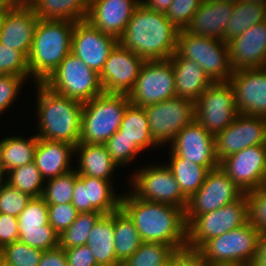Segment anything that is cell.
I'll list each match as a JSON object with an SVG mask.
<instances>
[{
	"instance_id": "cell-39",
	"label": "cell",
	"mask_w": 266,
	"mask_h": 266,
	"mask_svg": "<svg viewBox=\"0 0 266 266\" xmlns=\"http://www.w3.org/2000/svg\"><path fill=\"white\" fill-rule=\"evenodd\" d=\"M54 230L49 224L48 205L42 197L31 198L18 216V231Z\"/></svg>"
},
{
	"instance_id": "cell-57",
	"label": "cell",
	"mask_w": 266,
	"mask_h": 266,
	"mask_svg": "<svg viewBox=\"0 0 266 266\" xmlns=\"http://www.w3.org/2000/svg\"><path fill=\"white\" fill-rule=\"evenodd\" d=\"M5 169L3 167V165L1 164V160H0V185H2L3 183V176H5Z\"/></svg>"
},
{
	"instance_id": "cell-44",
	"label": "cell",
	"mask_w": 266,
	"mask_h": 266,
	"mask_svg": "<svg viewBox=\"0 0 266 266\" xmlns=\"http://www.w3.org/2000/svg\"><path fill=\"white\" fill-rule=\"evenodd\" d=\"M203 0H173L165 13L166 18L178 29L185 30Z\"/></svg>"
},
{
	"instance_id": "cell-16",
	"label": "cell",
	"mask_w": 266,
	"mask_h": 266,
	"mask_svg": "<svg viewBox=\"0 0 266 266\" xmlns=\"http://www.w3.org/2000/svg\"><path fill=\"white\" fill-rule=\"evenodd\" d=\"M266 144V118L238 114L235 120L215 136L216 157L224 158L256 145Z\"/></svg>"
},
{
	"instance_id": "cell-63",
	"label": "cell",
	"mask_w": 266,
	"mask_h": 266,
	"mask_svg": "<svg viewBox=\"0 0 266 266\" xmlns=\"http://www.w3.org/2000/svg\"><path fill=\"white\" fill-rule=\"evenodd\" d=\"M167 266H174V257H173V259H172V262L169 263Z\"/></svg>"
},
{
	"instance_id": "cell-56",
	"label": "cell",
	"mask_w": 266,
	"mask_h": 266,
	"mask_svg": "<svg viewBox=\"0 0 266 266\" xmlns=\"http://www.w3.org/2000/svg\"><path fill=\"white\" fill-rule=\"evenodd\" d=\"M7 4H28L31 0H4Z\"/></svg>"
},
{
	"instance_id": "cell-11",
	"label": "cell",
	"mask_w": 266,
	"mask_h": 266,
	"mask_svg": "<svg viewBox=\"0 0 266 266\" xmlns=\"http://www.w3.org/2000/svg\"><path fill=\"white\" fill-rule=\"evenodd\" d=\"M130 103L145 107L176 96L174 70L170 59L145 61L133 88Z\"/></svg>"
},
{
	"instance_id": "cell-32",
	"label": "cell",
	"mask_w": 266,
	"mask_h": 266,
	"mask_svg": "<svg viewBox=\"0 0 266 266\" xmlns=\"http://www.w3.org/2000/svg\"><path fill=\"white\" fill-rule=\"evenodd\" d=\"M113 222L115 254L122 265L138 250L142 240L135 224L121 208L113 212Z\"/></svg>"
},
{
	"instance_id": "cell-19",
	"label": "cell",
	"mask_w": 266,
	"mask_h": 266,
	"mask_svg": "<svg viewBox=\"0 0 266 266\" xmlns=\"http://www.w3.org/2000/svg\"><path fill=\"white\" fill-rule=\"evenodd\" d=\"M171 143L172 152L183 160H190L208 170L220 166L216 157L215 136L196 120L185 126Z\"/></svg>"
},
{
	"instance_id": "cell-13",
	"label": "cell",
	"mask_w": 266,
	"mask_h": 266,
	"mask_svg": "<svg viewBox=\"0 0 266 266\" xmlns=\"http://www.w3.org/2000/svg\"><path fill=\"white\" fill-rule=\"evenodd\" d=\"M244 194L220 166L209 170L202 186L188 199L186 224L198 215L216 211L238 200Z\"/></svg>"
},
{
	"instance_id": "cell-40",
	"label": "cell",
	"mask_w": 266,
	"mask_h": 266,
	"mask_svg": "<svg viewBox=\"0 0 266 266\" xmlns=\"http://www.w3.org/2000/svg\"><path fill=\"white\" fill-rule=\"evenodd\" d=\"M78 177L76 170L48 179L42 198L47 204H66L73 199V187ZM46 187V188H45Z\"/></svg>"
},
{
	"instance_id": "cell-7",
	"label": "cell",
	"mask_w": 266,
	"mask_h": 266,
	"mask_svg": "<svg viewBox=\"0 0 266 266\" xmlns=\"http://www.w3.org/2000/svg\"><path fill=\"white\" fill-rule=\"evenodd\" d=\"M176 53L198 63L212 82H227L233 73L225 41L180 30Z\"/></svg>"
},
{
	"instance_id": "cell-18",
	"label": "cell",
	"mask_w": 266,
	"mask_h": 266,
	"mask_svg": "<svg viewBox=\"0 0 266 266\" xmlns=\"http://www.w3.org/2000/svg\"><path fill=\"white\" fill-rule=\"evenodd\" d=\"M117 43V38L101 32L87 20L75 22L71 52L98 74Z\"/></svg>"
},
{
	"instance_id": "cell-12",
	"label": "cell",
	"mask_w": 266,
	"mask_h": 266,
	"mask_svg": "<svg viewBox=\"0 0 266 266\" xmlns=\"http://www.w3.org/2000/svg\"><path fill=\"white\" fill-rule=\"evenodd\" d=\"M151 136L159 145L172 142L176 135L195 121V102L178 96L144 107Z\"/></svg>"
},
{
	"instance_id": "cell-24",
	"label": "cell",
	"mask_w": 266,
	"mask_h": 266,
	"mask_svg": "<svg viewBox=\"0 0 266 266\" xmlns=\"http://www.w3.org/2000/svg\"><path fill=\"white\" fill-rule=\"evenodd\" d=\"M141 0H91L86 20L119 39Z\"/></svg>"
},
{
	"instance_id": "cell-51",
	"label": "cell",
	"mask_w": 266,
	"mask_h": 266,
	"mask_svg": "<svg viewBox=\"0 0 266 266\" xmlns=\"http://www.w3.org/2000/svg\"><path fill=\"white\" fill-rule=\"evenodd\" d=\"M68 266H98L87 245L64 249Z\"/></svg>"
},
{
	"instance_id": "cell-2",
	"label": "cell",
	"mask_w": 266,
	"mask_h": 266,
	"mask_svg": "<svg viewBox=\"0 0 266 266\" xmlns=\"http://www.w3.org/2000/svg\"><path fill=\"white\" fill-rule=\"evenodd\" d=\"M178 32L165 14L140 3L118 42L144 61L167 60L176 52Z\"/></svg>"
},
{
	"instance_id": "cell-49",
	"label": "cell",
	"mask_w": 266,
	"mask_h": 266,
	"mask_svg": "<svg viewBox=\"0 0 266 266\" xmlns=\"http://www.w3.org/2000/svg\"><path fill=\"white\" fill-rule=\"evenodd\" d=\"M24 77L15 75H0V113L13 103Z\"/></svg>"
},
{
	"instance_id": "cell-46",
	"label": "cell",
	"mask_w": 266,
	"mask_h": 266,
	"mask_svg": "<svg viewBox=\"0 0 266 266\" xmlns=\"http://www.w3.org/2000/svg\"><path fill=\"white\" fill-rule=\"evenodd\" d=\"M49 214V224L60 235L77 218L79 212L71 204H47Z\"/></svg>"
},
{
	"instance_id": "cell-36",
	"label": "cell",
	"mask_w": 266,
	"mask_h": 266,
	"mask_svg": "<svg viewBox=\"0 0 266 266\" xmlns=\"http://www.w3.org/2000/svg\"><path fill=\"white\" fill-rule=\"evenodd\" d=\"M178 250L161 242H142L121 266H167Z\"/></svg>"
},
{
	"instance_id": "cell-23",
	"label": "cell",
	"mask_w": 266,
	"mask_h": 266,
	"mask_svg": "<svg viewBox=\"0 0 266 266\" xmlns=\"http://www.w3.org/2000/svg\"><path fill=\"white\" fill-rule=\"evenodd\" d=\"M110 181L89 176H78L73 187L71 204L79 213L110 214L120 208V196L114 195Z\"/></svg>"
},
{
	"instance_id": "cell-4",
	"label": "cell",
	"mask_w": 266,
	"mask_h": 266,
	"mask_svg": "<svg viewBox=\"0 0 266 266\" xmlns=\"http://www.w3.org/2000/svg\"><path fill=\"white\" fill-rule=\"evenodd\" d=\"M74 27L70 20H38L27 58L37 83H44L71 53Z\"/></svg>"
},
{
	"instance_id": "cell-3",
	"label": "cell",
	"mask_w": 266,
	"mask_h": 266,
	"mask_svg": "<svg viewBox=\"0 0 266 266\" xmlns=\"http://www.w3.org/2000/svg\"><path fill=\"white\" fill-rule=\"evenodd\" d=\"M37 86L40 117L37 137L76 146L81 134L83 103L52 91L44 83Z\"/></svg>"
},
{
	"instance_id": "cell-53",
	"label": "cell",
	"mask_w": 266,
	"mask_h": 266,
	"mask_svg": "<svg viewBox=\"0 0 266 266\" xmlns=\"http://www.w3.org/2000/svg\"><path fill=\"white\" fill-rule=\"evenodd\" d=\"M39 266H68L64 249L58 246L44 251Z\"/></svg>"
},
{
	"instance_id": "cell-20",
	"label": "cell",
	"mask_w": 266,
	"mask_h": 266,
	"mask_svg": "<svg viewBox=\"0 0 266 266\" xmlns=\"http://www.w3.org/2000/svg\"><path fill=\"white\" fill-rule=\"evenodd\" d=\"M229 82L239 114L266 118V68L235 71Z\"/></svg>"
},
{
	"instance_id": "cell-50",
	"label": "cell",
	"mask_w": 266,
	"mask_h": 266,
	"mask_svg": "<svg viewBox=\"0 0 266 266\" xmlns=\"http://www.w3.org/2000/svg\"><path fill=\"white\" fill-rule=\"evenodd\" d=\"M18 239V217L0 213V250Z\"/></svg>"
},
{
	"instance_id": "cell-37",
	"label": "cell",
	"mask_w": 266,
	"mask_h": 266,
	"mask_svg": "<svg viewBox=\"0 0 266 266\" xmlns=\"http://www.w3.org/2000/svg\"><path fill=\"white\" fill-rule=\"evenodd\" d=\"M8 174L6 183L32 198L42 197L44 190L42 183L45 179L34 161L8 171Z\"/></svg>"
},
{
	"instance_id": "cell-61",
	"label": "cell",
	"mask_w": 266,
	"mask_h": 266,
	"mask_svg": "<svg viewBox=\"0 0 266 266\" xmlns=\"http://www.w3.org/2000/svg\"><path fill=\"white\" fill-rule=\"evenodd\" d=\"M7 5L4 0H0V11Z\"/></svg>"
},
{
	"instance_id": "cell-54",
	"label": "cell",
	"mask_w": 266,
	"mask_h": 266,
	"mask_svg": "<svg viewBox=\"0 0 266 266\" xmlns=\"http://www.w3.org/2000/svg\"><path fill=\"white\" fill-rule=\"evenodd\" d=\"M250 266H266V232L259 235L257 253Z\"/></svg>"
},
{
	"instance_id": "cell-5",
	"label": "cell",
	"mask_w": 266,
	"mask_h": 266,
	"mask_svg": "<svg viewBox=\"0 0 266 266\" xmlns=\"http://www.w3.org/2000/svg\"><path fill=\"white\" fill-rule=\"evenodd\" d=\"M130 103L124 93H101L83 103L79 142L104 144L119 130Z\"/></svg>"
},
{
	"instance_id": "cell-31",
	"label": "cell",
	"mask_w": 266,
	"mask_h": 266,
	"mask_svg": "<svg viewBox=\"0 0 266 266\" xmlns=\"http://www.w3.org/2000/svg\"><path fill=\"white\" fill-rule=\"evenodd\" d=\"M119 131L141 151L158 145L151 136L144 107L129 103L124 111Z\"/></svg>"
},
{
	"instance_id": "cell-43",
	"label": "cell",
	"mask_w": 266,
	"mask_h": 266,
	"mask_svg": "<svg viewBox=\"0 0 266 266\" xmlns=\"http://www.w3.org/2000/svg\"><path fill=\"white\" fill-rule=\"evenodd\" d=\"M31 198L4 181L0 185V213L18 217Z\"/></svg>"
},
{
	"instance_id": "cell-62",
	"label": "cell",
	"mask_w": 266,
	"mask_h": 266,
	"mask_svg": "<svg viewBox=\"0 0 266 266\" xmlns=\"http://www.w3.org/2000/svg\"><path fill=\"white\" fill-rule=\"evenodd\" d=\"M203 1H210V2L230 1V2H235L236 0H203Z\"/></svg>"
},
{
	"instance_id": "cell-29",
	"label": "cell",
	"mask_w": 266,
	"mask_h": 266,
	"mask_svg": "<svg viewBox=\"0 0 266 266\" xmlns=\"http://www.w3.org/2000/svg\"><path fill=\"white\" fill-rule=\"evenodd\" d=\"M80 154L78 176L95 177L102 180H109L110 174L117 164L107 151L105 144L79 142L75 151Z\"/></svg>"
},
{
	"instance_id": "cell-41",
	"label": "cell",
	"mask_w": 266,
	"mask_h": 266,
	"mask_svg": "<svg viewBox=\"0 0 266 266\" xmlns=\"http://www.w3.org/2000/svg\"><path fill=\"white\" fill-rule=\"evenodd\" d=\"M43 252L16 241L4 246L0 250V257L13 266H39Z\"/></svg>"
},
{
	"instance_id": "cell-17",
	"label": "cell",
	"mask_w": 266,
	"mask_h": 266,
	"mask_svg": "<svg viewBox=\"0 0 266 266\" xmlns=\"http://www.w3.org/2000/svg\"><path fill=\"white\" fill-rule=\"evenodd\" d=\"M144 62L141 57L118 42L99 74L103 92L128 94Z\"/></svg>"
},
{
	"instance_id": "cell-55",
	"label": "cell",
	"mask_w": 266,
	"mask_h": 266,
	"mask_svg": "<svg viewBox=\"0 0 266 266\" xmlns=\"http://www.w3.org/2000/svg\"><path fill=\"white\" fill-rule=\"evenodd\" d=\"M173 0H142L141 3L150 10L165 14Z\"/></svg>"
},
{
	"instance_id": "cell-25",
	"label": "cell",
	"mask_w": 266,
	"mask_h": 266,
	"mask_svg": "<svg viewBox=\"0 0 266 266\" xmlns=\"http://www.w3.org/2000/svg\"><path fill=\"white\" fill-rule=\"evenodd\" d=\"M234 10V2L202 1L185 29L192 35L210 37L224 41L227 22Z\"/></svg>"
},
{
	"instance_id": "cell-60",
	"label": "cell",
	"mask_w": 266,
	"mask_h": 266,
	"mask_svg": "<svg viewBox=\"0 0 266 266\" xmlns=\"http://www.w3.org/2000/svg\"><path fill=\"white\" fill-rule=\"evenodd\" d=\"M0 266H13L0 257Z\"/></svg>"
},
{
	"instance_id": "cell-26",
	"label": "cell",
	"mask_w": 266,
	"mask_h": 266,
	"mask_svg": "<svg viewBox=\"0 0 266 266\" xmlns=\"http://www.w3.org/2000/svg\"><path fill=\"white\" fill-rule=\"evenodd\" d=\"M174 70L176 96L196 101L213 83L202 67L176 52L170 58Z\"/></svg>"
},
{
	"instance_id": "cell-33",
	"label": "cell",
	"mask_w": 266,
	"mask_h": 266,
	"mask_svg": "<svg viewBox=\"0 0 266 266\" xmlns=\"http://www.w3.org/2000/svg\"><path fill=\"white\" fill-rule=\"evenodd\" d=\"M264 20H266V6L236 0L233 13L225 28L224 41L228 42Z\"/></svg>"
},
{
	"instance_id": "cell-8",
	"label": "cell",
	"mask_w": 266,
	"mask_h": 266,
	"mask_svg": "<svg viewBox=\"0 0 266 266\" xmlns=\"http://www.w3.org/2000/svg\"><path fill=\"white\" fill-rule=\"evenodd\" d=\"M44 84L52 91L81 103L88 102L103 93L99 74L72 52L65 57Z\"/></svg>"
},
{
	"instance_id": "cell-9",
	"label": "cell",
	"mask_w": 266,
	"mask_h": 266,
	"mask_svg": "<svg viewBox=\"0 0 266 266\" xmlns=\"http://www.w3.org/2000/svg\"><path fill=\"white\" fill-rule=\"evenodd\" d=\"M250 221L247 193L216 211L196 216L187 225V247L198 249L206 240L247 224Z\"/></svg>"
},
{
	"instance_id": "cell-47",
	"label": "cell",
	"mask_w": 266,
	"mask_h": 266,
	"mask_svg": "<svg viewBox=\"0 0 266 266\" xmlns=\"http://www.w3.org/2000/svg\"><path fill=\"white\" fill-rule=\"evenodd\" d=\"M250 222L261 232H266V186L247 193Z\"/></svg>"
},
{
	"instance_id": "cell-45",
	"label": "cell",
	"mask_w": 266,
	"mask_h": 266,
	"mask_svg": "<svg viewBox=\"0 0 266 266\" xmlns=\"http://www.w3.org/2000/svg\"><path fill=\"white\" fill-rule=\"evenodd\" d=\"M104 144L117 166L128 163L141 151L134 143H131V141L122 136V133L119 130L116 131Z\"/></svg>"
},
{
	"instance_id": "cell-6",
	"label": "cell",
	"mask_w": 266,
	"mask_h": 266,
	"mask_svg": "<svg viewBox=\"0 0 266 266\" xmlns=\"http://www.w3.org/2000/svg\"><path fill=\"white\" fill-rule=\"evenodd\" d=\"M260 233L249 221L206 240L197 250L214 266H250L257 253Z\"/></svg>"
},
{
	"instance_id": "cell-52",
	"label": "cell",
	"mask_w": 266,
	"mask_h": 266,
	"mask_svg": "<svg viewBox=\"0 0 266 266\" xmlns=\"http://www.w3.org/2000/svg\"><path fill=\"white\" fill-rule=\"evenodd\" d=\"M174 266H214L198 250L183 248L174 255Z\"/></svg>"
},
{
	"instance_id": "cell-59",
	"label": "cell",
	"mask_w": 266,
	"mask_h": 266,
	"mask_svg": "<svg viewBox=\"0 0 266 266\" xmlns=\"http://www.w3.org/2000/svg\"><path fill=\"white\" fill-rule=\"evenodd\" d=\"M3 20H4V8L0 11V36H1Z\"/></svg>"
},
{
	"instance_id": "cell-21",
	"label": "cell",
	"mask_w": 266,
	"mask_h": 266,
	"mask_svg": "<svg viewBox=\"0 0 266 266\" xmlns=\"http://www.w3.org/2000/svg\"><path fill=\"white\" fill-rule=\"evenodd\" d=\"M233 72L266 68V20L227 42Z\"/></svg>"
},
{
	"instance_id": "cell-22",
	"label": "cell",
	"mask_w": 266,
	"mask_h": 266,
	"mask_svg": "<svg viewBox=\"0 0 266 266\" xmlns=\"http://www.w3.org/2000/svg\"><path fill=\"white\" fill-rule=\"evenodd\" d=\"M38 20L28 4H7L4 7L0 43L28 58Z\"/></svg>"
},
{
	"instance_id": "cell-35",
	"label": "cell",
	"mask_w": 266,
	"mask_h": 266,
	"mask_svg": "<svg viewBox=\"0 0 266 266\" xmlns=\"http://www.w3.org/2000/svg\"><path fill=\"white\" fill-rule=\"evenodd\" d=\"M171 153V163L168 168L182 193L189 199L202 186L209 170L205 166L197 165L190 160H183L173 152Z\"/></svg>"
},
{
	"instance_id": "cell-10",
	"label": "cell",
	"mask_w": 266,
	"mask_h": 266,
	"mask_svg": "<svg viewBox=\"0 0 266 266\" xmlns=\"http://www.w3.org/2000/svg\"><path fill=\"white\" fill-rule=\"evenodd\" d=\"M195 120L216 136L239 114L234 89L229 81L213 82L195 101Z\"/></svg>"
},
{
	"instance_id": "cell-42",
	"label": "cell",
	"mask_w": 266,
	"mask_h": 266,
	"mask_svg": "<svg viewBox=\"0 0 266 266\" xmlns=\"http://www.w3.org/2000/svg\"><path fill=\"white\" fill-rule=\"evenodd\" d=\"M0 75H15L26 79L30 75L28 59L20 51L0 43Z\"/></svg>"
},
{
	"instance_id": "cell-14",
	"label": "cell",
	"mask_w": 266,
	"mask_h": 266,
	"mask_svg": "<svg viewBox=\"0 0 266 266\" xmlns=\"http://www.w3.org/2000/svg\"><path fill=\"white\" fill-rule=\"evenodd\" d=\"M135 197L145 201L166 203L186 210L188 198L167 166L146 167L133 178Z\"/></svg>"
},
{
	"instance_id": "cell-27",
	"label": "cell",
	"mask_w": 266,
	"mask_h": 266,
	"mask_svg": "<svg viewBox=\"0 0 266 266\" xmlns=\"http://www.w3.org/2000/svg\"><path fill=\"white\" fill-rule=\"evenodd\" d=\"M75 146L62 141L38 138L34 155V163L42 177L50 179L71 171L70 157Z\"/></svg>"
},
{
	"instance_id": "cell-1",
	"label": "cell",
	"mask_w": 266,
	"mask_h": 266,
	"mask_svg": "<svg viewBox=\"0 0 266 266\" xmlns=\"http://www.w3.org/2000/svg\"><path fill=\"white\" fill-rule=\"evenodd\" d=\"M120 208L129 216L142 242H161L177 250L187 247L185 210L174 205L121 196Z\"/></svg>"
},
{
	"instance_id": "cell-30",
	"label": "cell",
	"mask_w": 266,
	"mask_h": 266,
	"mask_svg": "<svg viewBox=\"0 0 266 266\" xmlns=\"http://www.w3.org/2000/svg\"><path fill=\"white\" fill-rule=\"evenodd\" d=\"M90 0H31L28 5L39 20H86Z\"/></svg>"
},
{
	"instance_id": "cell-58",
	"label": "cell",
	"mask_w": 266,
	"mask_h": 266,
	"mask_svg": "<svg viewBox=\"0 0 266 266\" xmlns=\"http://www.w3.org/2000/svg\"><path fill=\"white\" fill-rule=\"evenodd\" d=\"M242 1L251 2L254 4H260V5L266 6V0H242Z\"/></svg>"
},
{
	"instance_id": "cell-38",
	"label": "cell",
	"mask_w": 266,
	"mask_h": 266,
	"mask_svg": "<svg viewBox=\"0 0 266 266\" xmlns=\"http://www.w3.org/2000/svg\"><path fill=\"white\" fill-rule=\"evenodd\" d=\"M102 215L101 212L79 213L76 220L59 235V247L68 249L86 245L91 230Z\"/></svg>"
},
{
	"instance_id": "cell-28",
	"label": "cell",
	"mask_w": 266,
	"mask_h": 266,
	"mask_svg": "<svg viewBox=\"0 0 266 266\" xmlns=\"http://www.w3.org/2000/svg\"><path fill=\"white\" fill-rule=\"evenodd\" d=\"M86 245L94 255L98 266H121L115 254L113 212L103 214L97 220Z\"/></svg>"
},
{
	"instance_id": "cell-15",
	"label": "cell",
	"mask_w": 266,
	"mask_h": 266,
	"mask_svg": "<svg viewBox=\"0 0 266 266\" xmlns=\"http://www.w3.org/2000/svg\"><path fill=\"white\" fill-rule=\"evenodd\" d=\"M228 177L244 192L266 186V144L247 147L220 162Z\"/></svg>"
},
{
	"instance_id": "cell-48",
	"label": "cell",
	"mask_w": 266,
	"mask_h": 266,
	"mask_svg": "<svg viewBox=\"0 0 266 266\" xmlns=\"http://www.w3.org/2000/svg\"><path fill=\"white\" fill-rule=\"evenodd\" d=\"M18 241L35 249L46 251L59 246V234L55 230L19 232Z\"/></svg>"
},
{
	"instance_id": "cell-34",
	"label": "cell",
	"mask_w": 266,
	"mask_h": 266,
	"mask_svg": "<svg viewBox=\"0 0 266 266\" xmlns=\"http://www.w3.org/2000/svg\"><path fill=\"white\" fill-rule=\"evenodd\" d=\"M38 137L29 140L21 137H8L0 141V160L6 173L34 160Z\"/></svg>"
}]
</instances>
